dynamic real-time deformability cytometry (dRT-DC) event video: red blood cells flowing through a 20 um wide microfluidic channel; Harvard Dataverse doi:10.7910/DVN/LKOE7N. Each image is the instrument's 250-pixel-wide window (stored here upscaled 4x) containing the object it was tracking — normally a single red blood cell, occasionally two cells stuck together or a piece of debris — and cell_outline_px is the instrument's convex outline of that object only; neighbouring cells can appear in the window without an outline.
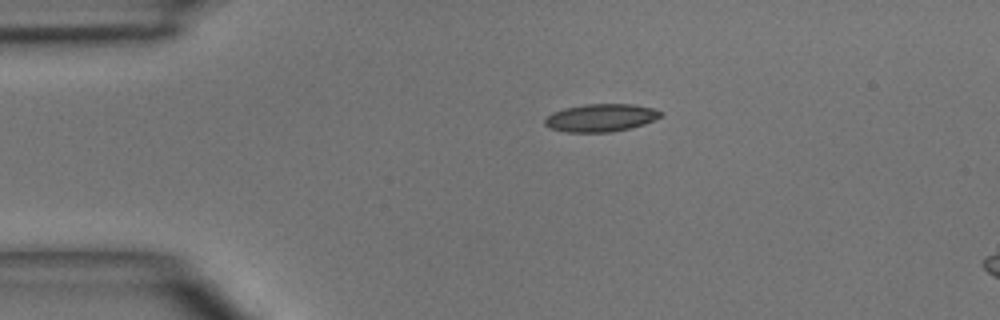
{"species": "common noctule bat (a hibernating species)", "species_latin": "Nyctalus noctula", "temperature_condition": "room temperature", "stored_images_in_passage": 3, "segment_of_instrument_passage": [1, 2], "camera_frame_rate_fps": 3000, "um_per_image_px": 0.085, "animal": {"sex": "male", "body_mass_g": 15.6}, "frame": {"image": 1, "passage_image": 1, "time_ms": 0.0, "image_size_px": [1000, 320], "cell_outline_px": [[664, 116], [644, 124], [612, 132], [568, 132], [552, 128], [544, 124], [544, 120], [552, 112], [564, 108], [584, 104], [632, 104], [652, 108], [664, 112]], "centroid_in_image_um": [51.1, 10.0], "position_along_channel_um": 33.9, "area_um2": 18.73}}